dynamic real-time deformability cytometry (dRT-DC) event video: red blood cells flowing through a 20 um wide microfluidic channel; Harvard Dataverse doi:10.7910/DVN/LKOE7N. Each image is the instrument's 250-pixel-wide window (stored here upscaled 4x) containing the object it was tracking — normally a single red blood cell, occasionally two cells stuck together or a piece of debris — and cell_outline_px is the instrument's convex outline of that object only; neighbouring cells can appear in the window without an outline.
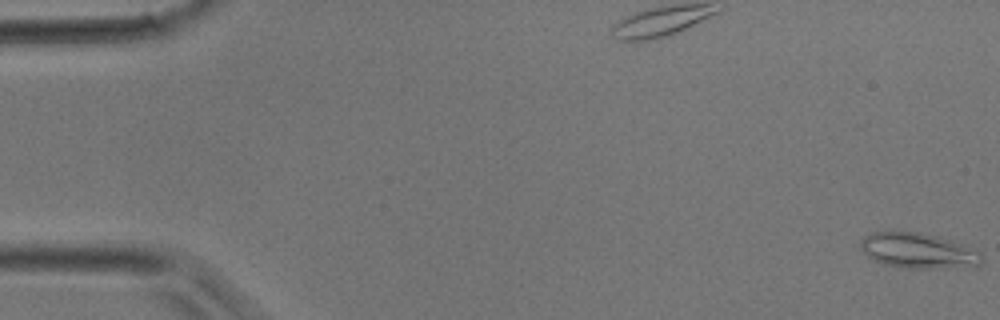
{"species": "common noctule bat (a hibernating species)", "species_latin": "Nyctalus noctula", "temperature_condition": "room temperature", "stored_images_in_passage": 25, "camera_frame_rate_fps": 3000, "um_per_image_px": 0.085, "animal": {"sex": "male", "body_mass_g": 17.9}, "frame": {"image": 1, "passage_image": 1, "time_ms": 0.0, "image_size_px": [1000, 320], "cell_outline_px": [[984, 260], [976, 268], [904, 268], [884, 264], [872, 260], [860, 248], [860, 240], [864, 236], [872, 232], [920, 232], [952, 240], [984, 252]], "centroid_in_image_um": [78.14, 21.33], "position_along_channel_um": 6.9, "area_um2": 25.55}}
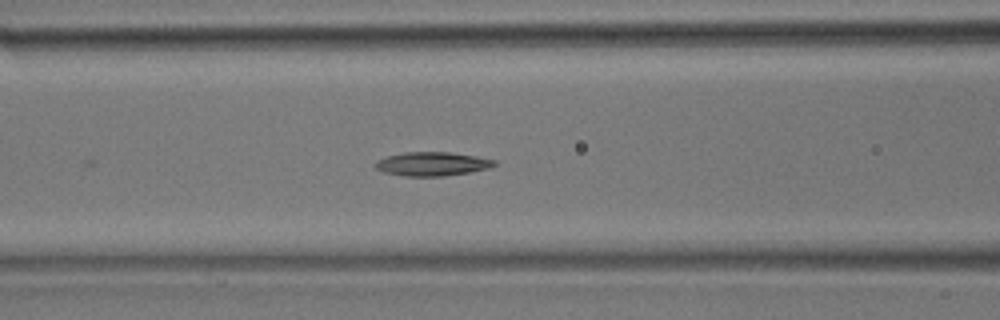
{"frame": {"image": 2, "passage_image": 17, "time_ms": 5.333, "image_size_px": [1000, 320], "cell_outline_px": [[500, 164], [488, 168], [468, 172], [444, 176], [404, 176], [384, 172], [376, 168], [372, 164], [376, 160], [388, 156], [404, 152], [452, 152], [476, 156], [496, 160]], "centroid_in_image_um": [36.74, 13.92], "position_along_channel_um": 129.9, "area_um2": 16.65}}
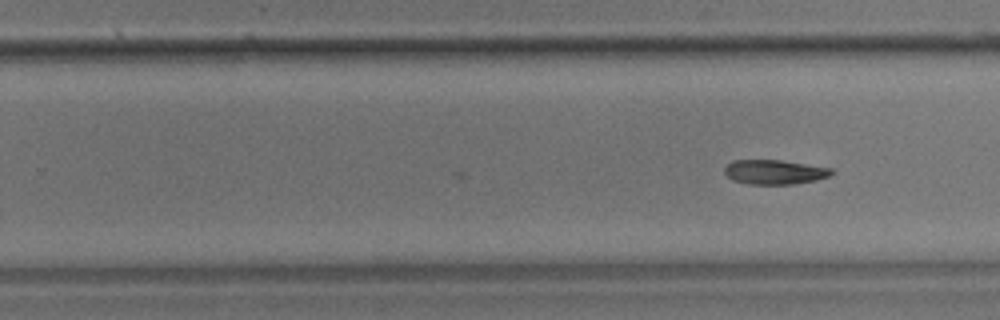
{"frame": {"image": 3, "passage_image": 25, "time_ms": 8.0, "image_size_px": [1000, 320], "cell_outline_px": [[836, 172], [828, 176], [816, 180], [792, 184], [748, 184], [732, 180], [724, 172], [724, 168], [732, 160], [780, 160], [832, 168]], "centroid_in_image_um": [65.84, 14.62], "position_along_channel_um": 264.0, "area_um2": 15.26}}